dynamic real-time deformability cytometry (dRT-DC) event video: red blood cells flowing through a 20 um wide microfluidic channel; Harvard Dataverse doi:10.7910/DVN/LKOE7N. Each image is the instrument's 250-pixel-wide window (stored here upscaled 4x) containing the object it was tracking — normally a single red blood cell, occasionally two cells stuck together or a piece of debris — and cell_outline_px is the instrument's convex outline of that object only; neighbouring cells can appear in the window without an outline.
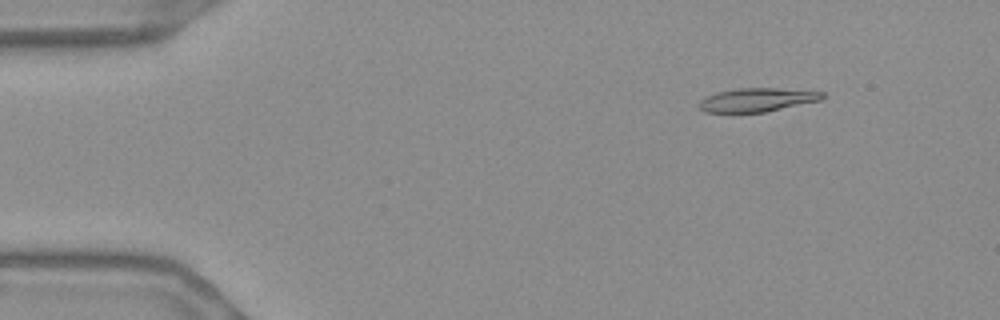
{"species": "Egyptian fruit bat (a non-hibernating species)", "species_latin": "Rousettus aegyptiacus", "temperature_condition": "warm", "stored_images_in_passage": 49, "camera_frame_rate_fps": 3000, "um_per_image_px": 0.085, "frame": {"image": 1, "passage_image": 1, "time_ms": 0.0, "image_size_px": [1000, 320], "cell_outline_px": [[824, 100], [764, 112], [704, 112], [700, 108], [700, 100], [716, 92], [740, 88], [776, 88], [824, 92]], "centroid_in_image_um": [64.4, 8.48], "position_along_channel_um": 20.6, "area_um2": 16.88}}
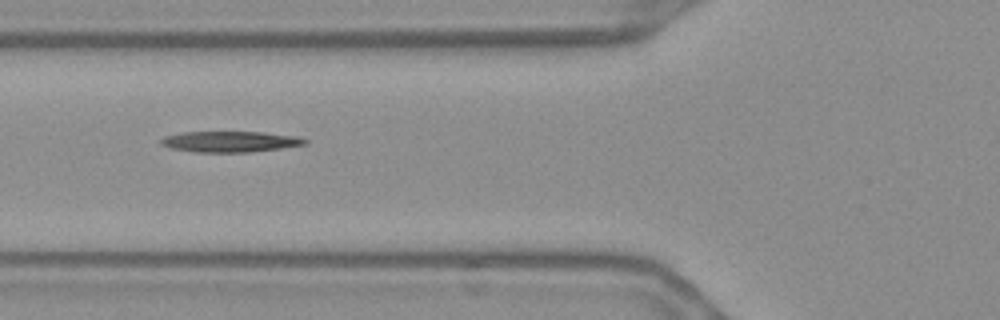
{"frame": {"image": 2, "passage_image": 15, "time_ms": 4.667, "image_size_px": [1000, 320], "cell_outline_px": [[308, 144], [280, 148], [248, 152], [196, 152], [172, 148], [160, 144], [160, 140], [164, 136], [184, 132], [264, 132], [300, 136], [308, 140]], "centroid_in_image_um": [19.61, 12.03], "position_along_channel_um": 106.2, "area_um2": 17.51}}
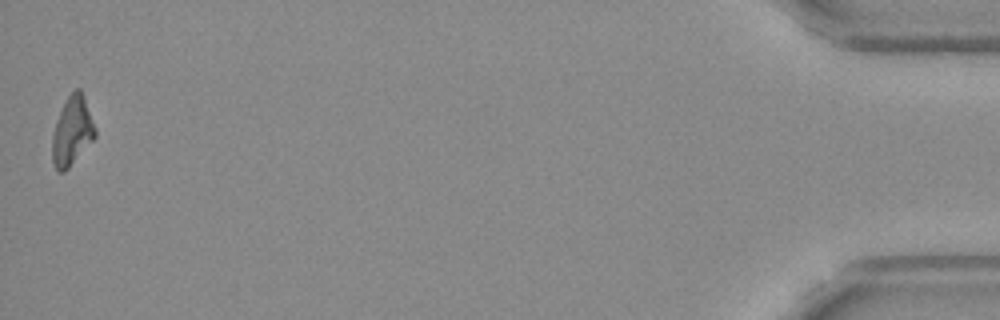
{"frame": {"image": 3, "passage_image": 49, "time_ms": 16.0, "image_size_px": [1000, 320], "cell_outline_px": [[96, 136], [68, 168], [64, 172], [56, 172], [52, 160], [52, 136], [56, 120], [68, 96], [76, 88], [80, 88], [84, 96], [96, 128]], "centroid_in_image_um": [6.12, 11.15], "position_along_channel_um": 429.1, "area_um2": 17.11}}